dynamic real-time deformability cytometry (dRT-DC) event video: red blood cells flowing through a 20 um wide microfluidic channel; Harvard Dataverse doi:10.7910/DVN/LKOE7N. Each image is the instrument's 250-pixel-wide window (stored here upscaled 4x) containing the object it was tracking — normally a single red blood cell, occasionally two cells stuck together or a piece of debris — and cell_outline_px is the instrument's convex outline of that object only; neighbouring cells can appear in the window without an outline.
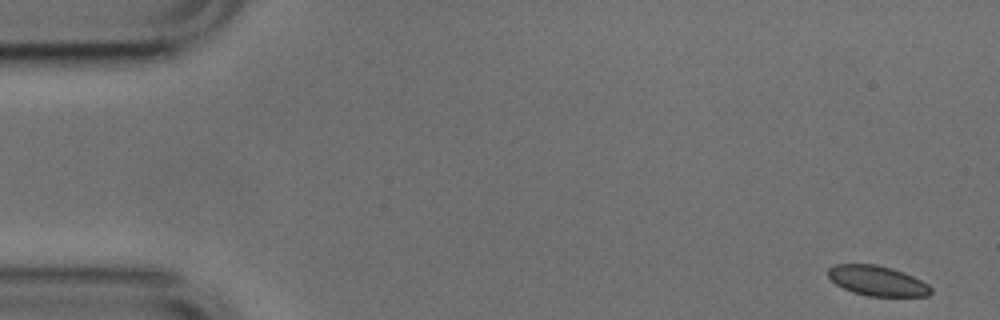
{"species": "common noctule bat (a hibernating species)", "species_latin": "Nyctalus noctula", "temperature_condition": "cold", "stored_images_in_passage": 11, "camera_frame_rate_fps": 3000, "um_per_image_px": 0.085, "animal": {"sex": "male", "body_mass_g": 17.9, "forearm_length_mm": 54.2}, "frame": {"image": 1, "passage_image": 1, "time_ms": 0.0, "image_size_px": [1000, 320], "cell_outline_px": [[932, 292], [928, 296], [868, 296], [852, 292], [836, 284], [828, 276], [828, 268], [836, 264], [876, 264], [892, 268], [904, 272], [928, 284], [932, 288]], "centroid_in_image_um": [74.58, 23.86], "position_along_channel_um": 10.4, "area_um2": 17.98}}